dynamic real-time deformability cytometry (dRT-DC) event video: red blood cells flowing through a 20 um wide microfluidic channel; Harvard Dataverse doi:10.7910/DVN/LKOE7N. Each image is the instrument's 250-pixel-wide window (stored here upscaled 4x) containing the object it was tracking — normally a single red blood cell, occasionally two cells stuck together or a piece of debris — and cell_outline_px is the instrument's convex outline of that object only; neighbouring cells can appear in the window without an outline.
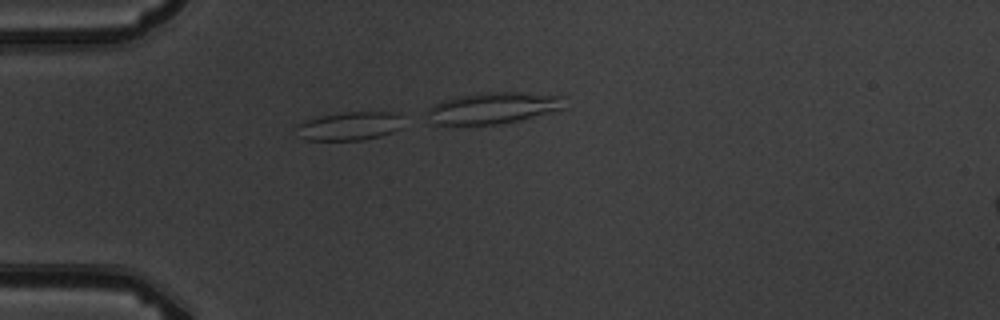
{"species": "common noctule bat (a hibernating species)", "species_latin": "Nyctalus noctula", "temperature_condition": "warm", "stored_images_in_passage": 4, "camera_frame_rate_fps": 3000, "um_per_image_px": 0.085, "animal": {"sex": "male", "body_mass_g": 19.5, "forearm_length_mm": 54.6}, "frame": {"image": 1, "passage_image": 4, "time_ms": 4.333, "image_size_px": [1000, 320], "cell_outline_px": [[400, 128], [392, 132], [380, 136], [364, 140], [304, 140], [300, 136], [296, 124], [304, 120], [320, 116], [340, 112], [396, 112], [400, 116]], "centroid_in_image_um": [29.67, 10.71], "position_along_channel_um": 55.3, "area_um2": 17.74}}